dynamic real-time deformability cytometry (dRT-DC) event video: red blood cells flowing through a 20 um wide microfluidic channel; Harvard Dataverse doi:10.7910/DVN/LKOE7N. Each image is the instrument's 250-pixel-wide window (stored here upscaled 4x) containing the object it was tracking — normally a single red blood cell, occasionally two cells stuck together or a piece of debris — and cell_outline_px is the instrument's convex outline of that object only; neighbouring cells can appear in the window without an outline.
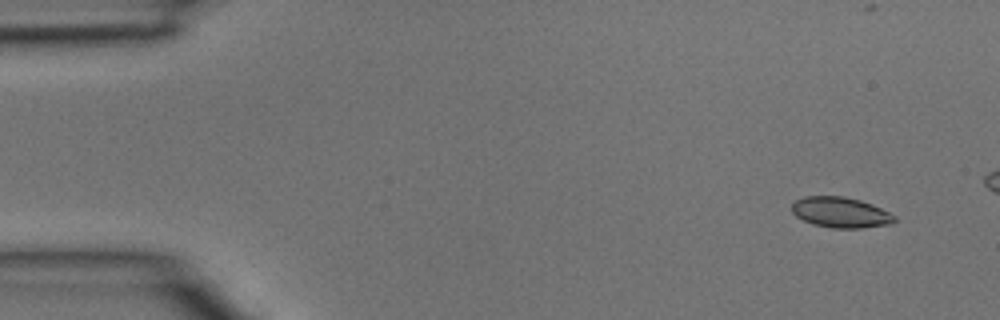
{"species": "common noctule bat (a hibernating species)", "species_latin": "Nyctalus noctula", "temperature_condition": "room temperature", "stored_images_in_passage": 4, "camera_frame_rate_fps": 3000, "um_per_image_px": 0.085, "animal": {"sex": "male", "body_mass_g": 15.6}, "frame": {"image": 1, "passage_image": 1, "time_ms": 0.0, "image_size_px": [1000, 320], "cell_outline_px": [[896, 220], [892, 224], [864, 228], [832, 228], [812, 224], [796, 216], [792, 212], [792, 204], [796, 200], [804, 196], [844, 196], [860, 200], [872, 204], [896, 216]], "centroid_in_image_um": [71.46, 18.06], "position_along_channel_um": 13.5, "area_um2": 18.38}}